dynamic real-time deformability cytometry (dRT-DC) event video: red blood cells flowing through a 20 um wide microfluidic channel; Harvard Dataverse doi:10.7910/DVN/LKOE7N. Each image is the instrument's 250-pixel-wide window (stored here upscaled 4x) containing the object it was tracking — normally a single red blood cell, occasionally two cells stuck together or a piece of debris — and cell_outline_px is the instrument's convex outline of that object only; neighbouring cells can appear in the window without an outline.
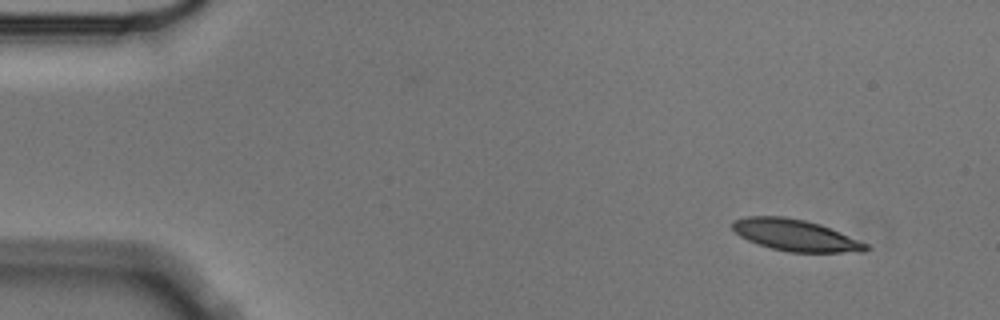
{"species": "Egyptian fruit bat (a non-hibernating species)", "species_latin": "Rousettus aegyptiacus", "temperature_condition": "cold", "stored_images_in_passage": 3, "camera_frame_rate_fps": 3000, "um_per_image_px": 0.085, "animal": {"sex": "male"}, "frame": {"image": 1, "passage_image": 1, "time_ms": 0.0, "image_size_px": [1000, 320], "cell_outline_px": [[872, 248], [864, 252], [788, 252], [772, 248], [748, 240], [740, 236], [732, 228], [732, 220], [748, 216], [784, 216], [804, 220], [820, 224], [840, 232], [868, 244]], "centroid_in_image_um": [67.63, 19.99], "position_along_channel_um": 17.4, "area_um2": 24.45}}